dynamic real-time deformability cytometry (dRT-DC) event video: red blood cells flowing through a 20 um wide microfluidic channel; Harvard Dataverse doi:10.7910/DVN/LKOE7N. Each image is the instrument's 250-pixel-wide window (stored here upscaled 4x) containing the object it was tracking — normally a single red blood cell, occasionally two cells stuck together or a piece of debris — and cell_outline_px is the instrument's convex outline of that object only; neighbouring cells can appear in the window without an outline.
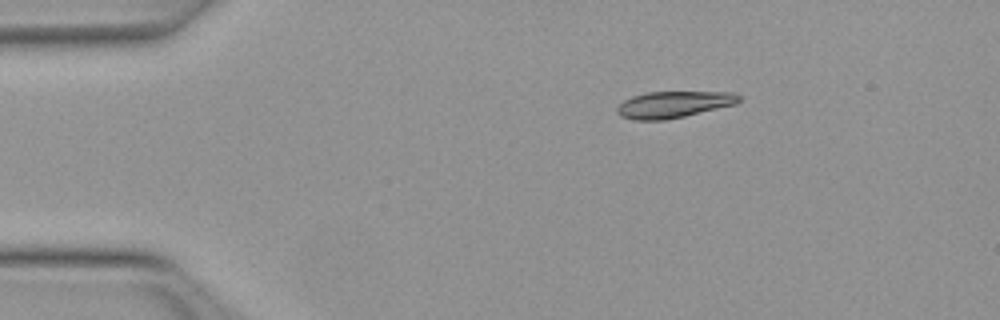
{"species": "Egyptian fruit bat (a non-hibernating species)", "species_latin": "Rousettus aegyptiacus", "temperature_condition": "warm", "stored_images_in_passage": 44, "camera_frame_rate_fps": 3000, "um_per_image_px": 0.085, "animal": {"sex": "female"}, "frame": {"image": 1, "passage_image": 1, "time_ms": 0.0, "image_size_px": [1000, 320], "cell_outline_px": [[740, 100], [736, 104], [684, 116], [664, 120], [636, 120], [620, 116], [616, 112], [616, 108], [624, 100], [632, 96], [648, 92], [732, 92], [740, 96]], "centroid_in_image_um": [57.23, 8.88], "position_along_channel_um": 27.8, "area_um2": 18.73}}
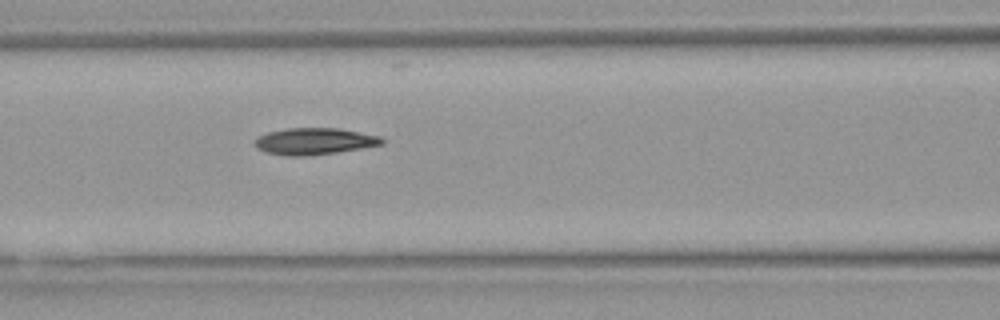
{"frame": {"image": 2, "passage_image": 14, "time_ms": 4.333, "image_size_px": [1000, 320], "cell_outline_px": [[384, 144], [336, 152], [308, 156], [288, 156], [264, 152], [256, 148], [256, 136], [268, 132], [288, 128], [340, 128], [380, 136], [384, 140]], "centroid_in_image_um": [26.7, 12.01], "position_along_channel_um": 139.9, "area_um2": 19.77}}
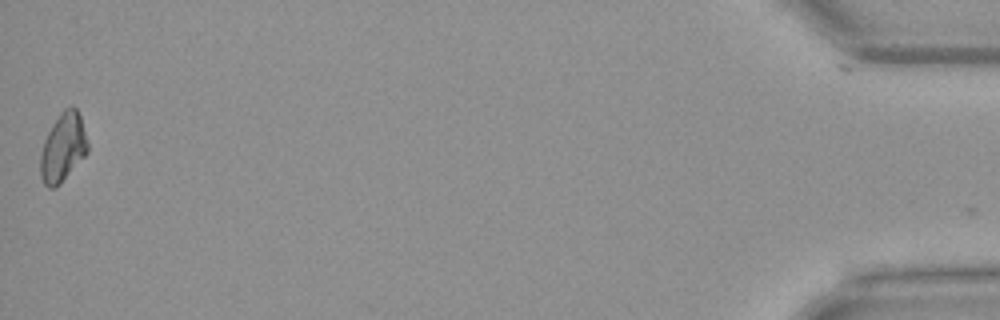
{"frame": {"image": 3, "passage_image": 43, "time_ms": 14.0, "image_size_px": [1000, 320], "cell_outline_px": [[88, 152], [60, 184], [56, 188], [48, 188], [44, 184], [40, 176], [40, 156], [44, 140], [52, 124], [60, 112], [64, 108], [72, 104], [76, 108], [80, 116], [88, 144]], "centroid_in_image_um": [5.34, 12.53], "position_along_channel_um": 429.9, "area_um2": 18.96}, "authors_computed_cell_mechanics": {"area_um2": 19.2185, "velocity_mm_per_s": 4.0085, "shape_relaxation_time_tau1_ms": 9.0169, "shape_relaxation_time_tau2_ms": null, "deformation_change_tau1": 0.2328, "deformation_change_tau2": null}}